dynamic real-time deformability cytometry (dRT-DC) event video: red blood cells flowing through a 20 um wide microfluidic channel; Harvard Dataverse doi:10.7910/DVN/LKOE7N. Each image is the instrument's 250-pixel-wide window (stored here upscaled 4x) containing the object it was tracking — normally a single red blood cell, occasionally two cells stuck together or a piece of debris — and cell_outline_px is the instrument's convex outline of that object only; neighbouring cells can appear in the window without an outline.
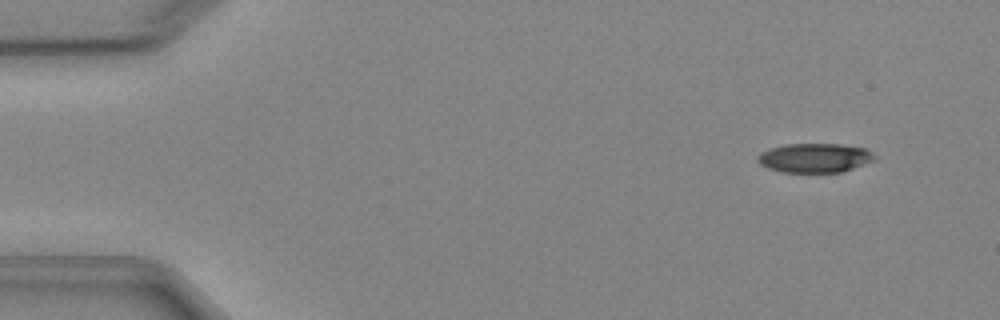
{"species": "Egyptian fruit bat (a non-hibernating species)", "species_latin": "Rousettus aegyptiacus", "temperature_condition": "cold", "stored_images_in_passage": 4, "camera_frame_rate_fps": 3000, "um_per_image_px": 0.085, "animal": {"sex": "female"}, "frame": {"image": 1, "passage_image": 1, "time_ms": 0.0, "image_size_px": [1000, 320], "cell_outline_px": [[876, 160], [840, 172], [780, 172], [768, 168], [760, 164], [756, 160], [756, 156], [760, 152], [784, 144], [840, 144], [864, 148], [872, 152], [876, 156]], "centroid_in_image_um": [69.23, 13.42], "position_along_channel_um": 15.8, "area_um2": 19.94}}
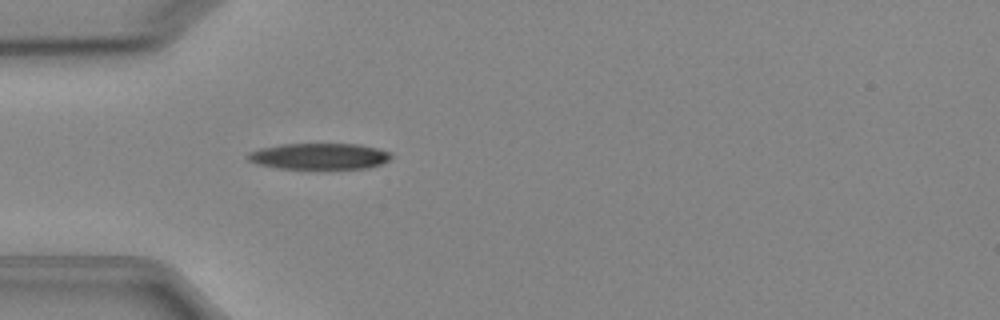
{"frame": {"image": 2, "passage_image": 4, "time_ms": 3.667, "image_size_px": [1000, 320], "cell_outline_px": [[392, 156], [388, 160], [380, 164], [368, 168], [276, 168], [260, 164], [248, 160], [248, 152], [260, 148], [280, 144], [360, 144], [392, 152]], "centroid_in_image_um": [27.15, 13.27], "position_along_channel_um": 57.8, "area_um2": 21.68}}